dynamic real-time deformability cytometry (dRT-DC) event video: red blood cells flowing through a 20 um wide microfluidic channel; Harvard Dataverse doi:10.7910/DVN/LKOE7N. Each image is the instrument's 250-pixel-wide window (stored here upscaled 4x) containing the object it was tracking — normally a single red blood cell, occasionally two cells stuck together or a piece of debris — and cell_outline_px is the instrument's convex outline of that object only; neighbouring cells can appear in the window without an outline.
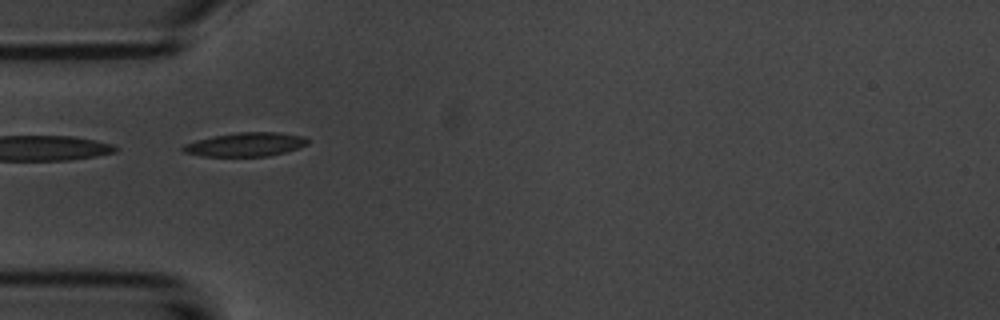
{"species": "common noctule bat (a hibernating species)", "species_latin": "Nyctalus noctula", "temperature_condition": "room temperature", "stored_images_in_passage": 9, "camera_frame_rate_fps": 3000, "um_per_image_px": 0.085, "animal": {"sex": "male", "body_mass_g": 20.1, "forearm_length_mm": 53.5}, "frame": {"image": 1, "passage_image": 4, "time_ms": 3.333, "image_size_px": [1000, 320], "cell_outline_px": [[308, 144], [284, 152], [268, 156], [204, 156], [184, 152], [180, 148], [184, 144], [196, 140], [212, 136], [236, 132], [276, 132], [304, 136], [308, 140]], "centroid_in_image_um": [20.84, 12.27], "position_along_channel_um": 64.2, "area_um2": 17.22}}
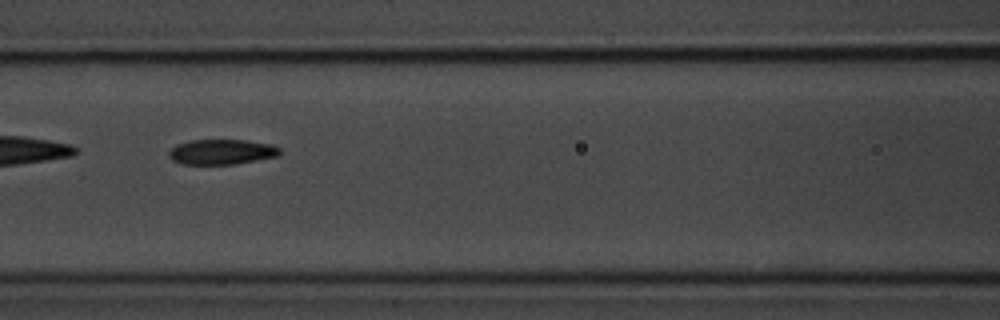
{"frame": {"image": 2, "passage_image": 6, "time_ms": 5.667, "image_size_px": [1000, 320], "cell_outline_px": [[280, 156], [236, 164], [180, 164], [172, 160], [168, 156], [168, 152], [176, 144], [192, 140], [244, 140], [272, 144], [280, 148]], "centroid_in_image_um": [18.85, 12.91], "position_along_channel_um": 147.8, "area_um2": 16.42}}
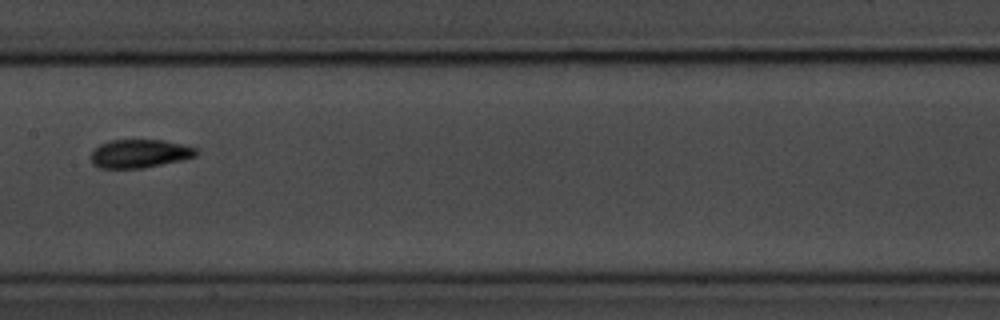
{"frame": {"image": 3, "passage_image": 7, "time_ms": 7.0, "image_size_px": [1000, 320], "cell_outline_px": [[200, 152], [196, 156], [180, 160], [144, 168], [100, 168], [92, 164], [92, 152], [100, 144], [108, 140], [164, 140], [196, 148]], "centroid_in_image_um": [11.87, 13.05], "position_along_channel_um": 195.5, "area_um2": 17.34}}